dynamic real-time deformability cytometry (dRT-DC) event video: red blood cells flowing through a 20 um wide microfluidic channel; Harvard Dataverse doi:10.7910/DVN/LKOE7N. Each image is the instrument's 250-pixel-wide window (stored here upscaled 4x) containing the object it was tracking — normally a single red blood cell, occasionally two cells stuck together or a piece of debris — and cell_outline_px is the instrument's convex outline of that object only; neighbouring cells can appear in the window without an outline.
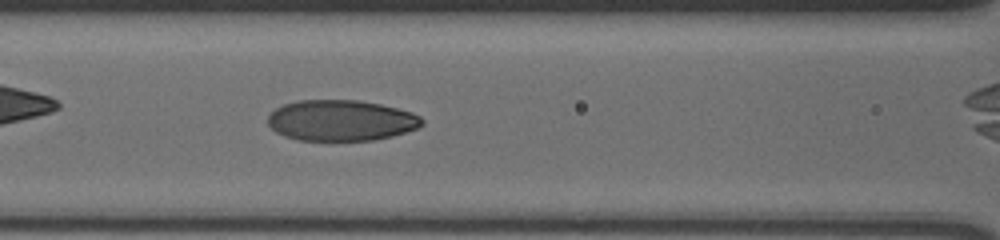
{"species": "human", "species_latin": "Homo sapiens", "temperature_condition": "cold", "stored_images_in_passage": 35, "camera_frame_rate_fps": 3000, "um_per_image_px": 0.085, "donor": {"sex": "male"}, "frame": {"image": 1, "passage_image": 11, "time_ms": 3.333, "image_size_px": [1000, 240], "cell_outline_px": [[424, 124], [416, 128], [392, 136], [372, 140], [296, 140], [284, 136], [276, 132], [268, 124], [268, 116], [276, 108], [284, 104], [300, 100], [356, 100], [380, 104], [412, 112], [420, 116], [424, 120]], "centroid_in_image_um": [28.98, 10.24], "position_along_channel_um": 137.6, "area_um2": 36.59}}
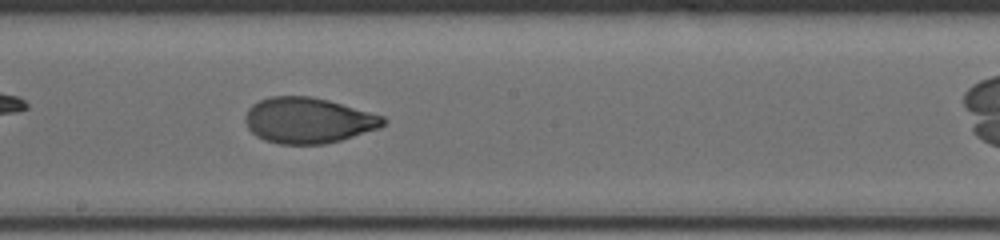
{"frame": {"image": 2, "passage_image": 18, "time_ms": 5.667, "image_size_px": [1000, 240], "cell_outline_px": [[388, 120], [380, 128], [340, 140], [324, 144], [280, 144], [264, 140], [256, 136], [248, 128], [244, 120], [244, 116], [248, 108], [252, 104], [260, 100], [272, 96], [312, 96], [328, 100], [384, 116]], "centroid_in_image_um": [26.18, 10.23], "position_along_channel_um": 222.0, "area_um2": 36.82}}
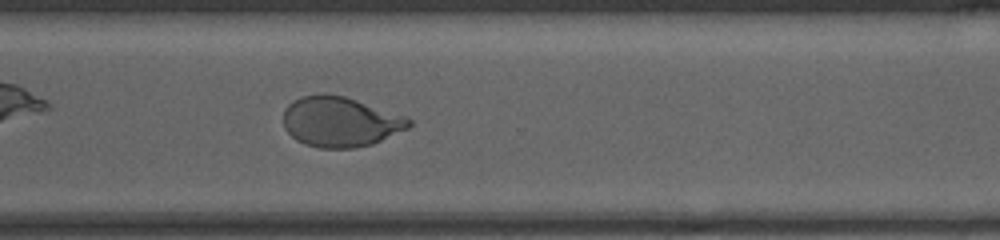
{"frame": {"image": 3, "passage_image": 28, "time_ms": 9.0, "image_size_px": [1000, 240], "cell_outline_px": [[412, 124], [408, 128], [372, 144], [356, 148], [320, 148], [304, 144], [296, 140], [284, 128], [284, 108], [292, 100], [300, 96], [324, 92], [344, 96], [404, 116], [412, 120]], "centroid_in_image_um": [28.88, 10.34], "position_along_channel_um": 341.7, "area_um2": 36.76}}